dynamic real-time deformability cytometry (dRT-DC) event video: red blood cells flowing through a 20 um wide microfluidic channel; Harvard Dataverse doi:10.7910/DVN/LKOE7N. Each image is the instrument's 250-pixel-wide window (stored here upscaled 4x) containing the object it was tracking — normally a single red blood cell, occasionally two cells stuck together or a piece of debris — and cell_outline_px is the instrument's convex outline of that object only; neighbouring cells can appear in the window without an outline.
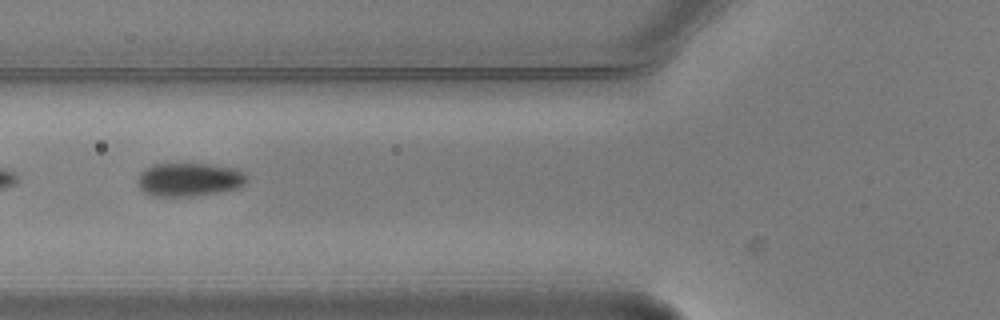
{"species": "common noctule bat (a hibernating species)", "species_latin": "Nyctalus noctula", "temperature_condition": "warm", "stored_images_in_passage": 7, "camera_frame_rate_fps": 3000, "um_per_image_px": 0.085, "animal": {"sex": "male", "body_mass_g": 20.5, "forearm_length_mm": 52.5}, "frame": {"image": 1, "passage_image": 3, "time_ms": 0.667, "image_size_px": [1000, 320], "cell_outline_px": [[248, 180], [244, 184], [236, 188], [216, 192], [192, 196], [152, 196], [144, 192], [140, 188], [136, 180], [140, 172], [144, 168], [152, 164], [208, 164], [232, 168], [244, 172], [248, 176]], "centroid_in_image_um": [16.04, 15.26], "position_along_channel_um": 109.8, "area_um2": 21.27}}
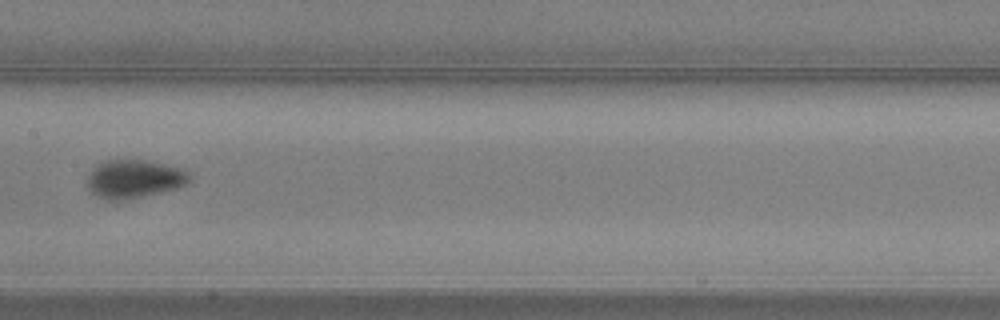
{"frame": {"image": 2, "passage_image": 5, "time_ms": 1.333, "image_size_px": [1000, 320], "cell_outline_px": [[192, 180], [188, 184], [180, 188], [120, 200], [108, 200], [96, 196], [88, 188], [88, 176], [92, 168], [96, 164], [104, 160], [144, 160], [184, 168], [192, 176]], "centroid_in_image_um": [11.44, 15.19], "position_along_channel_um": 196.0, "area_um2": 23.0}}
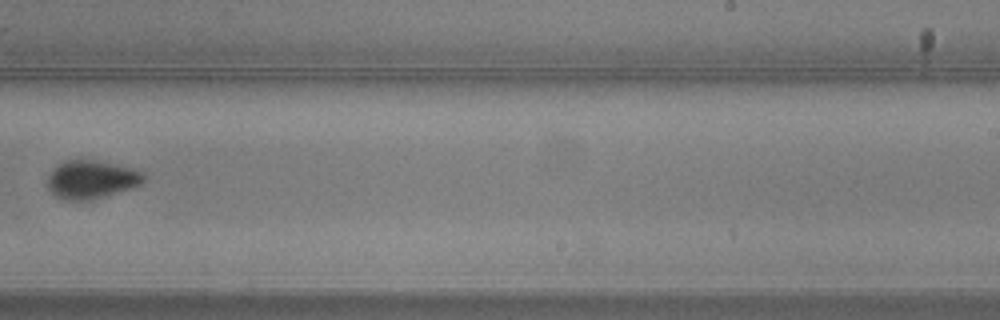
{"frame": {"image": 3, "passage_image": 7, "time_ms": 2.0, "image_size_px": [1000, 320], "cell_outline_px": [[144, 180], [140, 184], [132, 188], [108, 196], [92, 200], [64, 200], [56, 196], [48, 188], [48, 176], [52, 168], [64, 160], [96, 160], [132, 168], [144, 172]], "centroid_in_image_um": [7.76, 15.26], "position_along_channel_um": 281.2, "area_um2": 21.62}}